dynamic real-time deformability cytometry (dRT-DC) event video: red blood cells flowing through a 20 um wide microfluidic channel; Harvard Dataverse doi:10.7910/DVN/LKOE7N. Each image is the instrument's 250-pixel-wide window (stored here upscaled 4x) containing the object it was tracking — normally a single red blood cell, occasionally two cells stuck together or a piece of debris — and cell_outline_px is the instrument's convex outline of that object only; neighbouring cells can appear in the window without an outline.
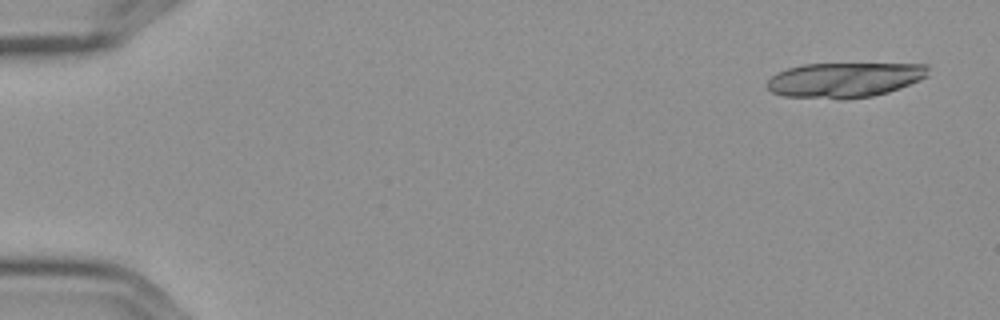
{"species": "Egyptian fruit bat (a non-hibernating species)", "species_latin": "Rousettus aegyptiacus", "temperature_condition": "cold", "stored_images_in_passage": 6, "camera_frame_rate_fps": 3000, "um_per_image_px": 0.085, "frame": {"image": 1, "passage_image": 1, "time_ms": 0.0, "image_size_px": [1000, 320], "cell_outline_px": [[928, 76], [920, 80], [888, 92], [872, 96], [840, 100], [784, 96], [772, 92], [764, 84], [776, 72], [788, 68], [804, 64], [928, 64]], "centroid_in_image_um": [71.75, 6.8], "position_along_channel_um": 13.2, "area_um2": 33.0}}